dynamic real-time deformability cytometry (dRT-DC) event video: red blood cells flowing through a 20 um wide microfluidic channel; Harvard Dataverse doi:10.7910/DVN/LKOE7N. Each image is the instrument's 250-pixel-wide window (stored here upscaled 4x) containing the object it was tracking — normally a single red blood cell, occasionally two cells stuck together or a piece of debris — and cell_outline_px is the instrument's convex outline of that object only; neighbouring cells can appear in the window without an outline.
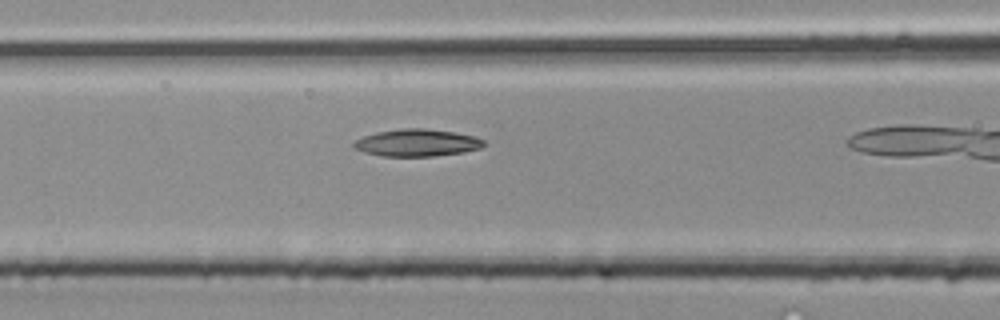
{"species": "common noctule bat (a hibernating species)", "species_latin": "Nyctalus noctula", "temperature_condition": "room temperature", "stored_images_in_passage": 31, "camera_frame_rate_fps": 3000, "um_per_image_px": 0.085, "animal": {"sex": "male", "body_mass_g": 20.4}, "frame": {"image": 1, "passage_image": 14, "time_ms": 4.333, "image_size_px": [1000, 320], "cell_outline_px": [[488, 144], [480, 148], [464, 152], [432, 156], [380, 156], [364, 152], [352, 148], [352, 144], [356, 140], [364, 136], [376, 132], [400, 128], [424, 128], [452, 132], [476, 136], [484, 140]], "centroid_in_image_um": [35.44, 12.13], "position_along_channel_um": 131.2, "area_um2": 20.75}}
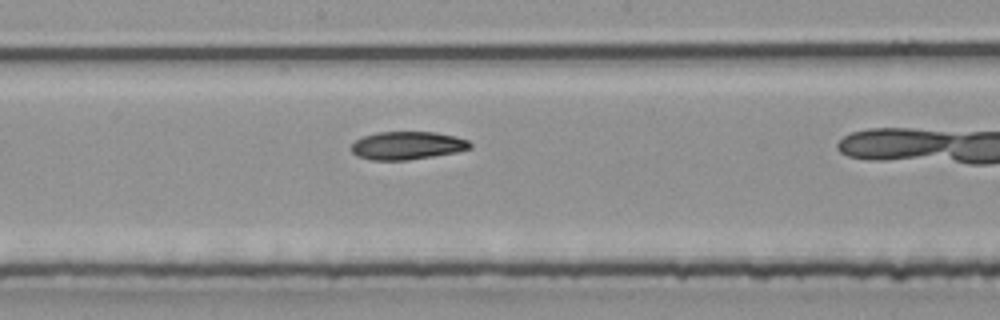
{"frame": {"image": 2, "passage_image": 19, "time_ms": 6.0, "image_size_px": [1000, 320], "cell_outline_px": [[472, 148], [456, 152], [408, 160], [372, 160], [356, 156], [352, 152], [352, 144], [356, 140], [364, 136], [376, 132], [436, 132], [456, 136], [468, 140], [472, 144]], "centroid_in_image_um": [34.63, 12.36], "position_along_channel_um": 213.6, "area_um2": 19.42}}
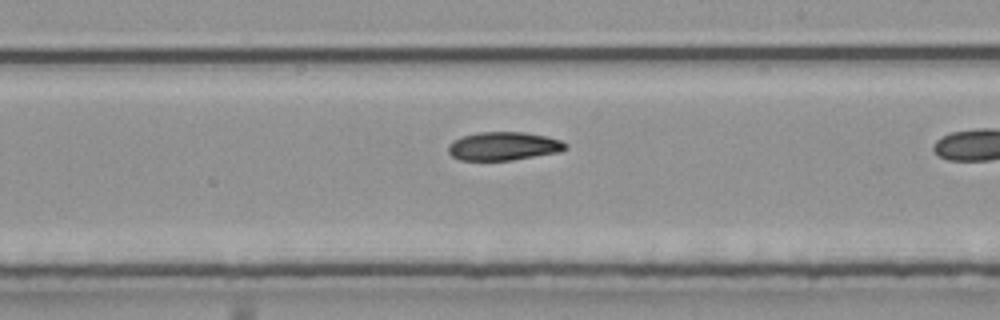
{"frame": {"image": 3, "passage_image": 21, "time_ms": 6.667, "image_size_px": [1000, 320], "cell_outline_px": [[568, 148], [560, 152], [512, 160], [460, 160], [452, 156], [448, 152], [448, 144], [452, 140], [460, 136], [476, 132], [524, 132], [548, 136], [560, 140]], "centroid_in_image_um": [42.76, 12.41], "position_along_channel_um": 246.2, "area_um2": 19.59}}